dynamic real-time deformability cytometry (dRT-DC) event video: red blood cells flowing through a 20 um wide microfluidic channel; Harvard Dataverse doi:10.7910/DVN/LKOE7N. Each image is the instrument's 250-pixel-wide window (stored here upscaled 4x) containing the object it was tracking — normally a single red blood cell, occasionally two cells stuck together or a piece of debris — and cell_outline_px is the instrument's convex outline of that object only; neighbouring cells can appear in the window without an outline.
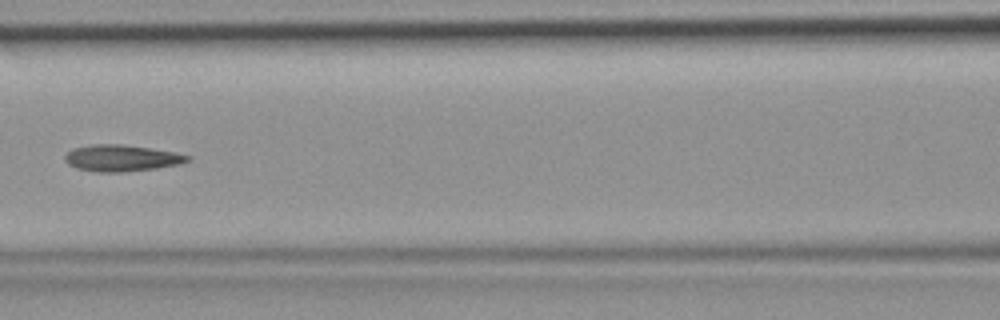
{"species": "common noctule bat (a hibernating species)", "species_latin": "Nyctalus noctula", "temperature_condition": "room temperature", "stored_images_in_passage": 7, "camera_frame_rate_fps": 3000, "um_per_image_px": 0.085, "animal": {"sex": "female", "body_mass_g": 19.9}, "frame": {"image": 1, "passage_image": 7, "time_ms": 2.0, "image_size_px": [1000, 320], "cell_outline_px": [[192, 160], [180, 164], [156, 168], [120, 172], [100, 172], [76, 168], [68, 164], [64, 160], [64, 156], [72, 148], [88, 144], [120, 144], [176, 152], [192, 156]], "centroid_in_image_um": [10.33, 13.43], "position_along_channel_um": 156.3, "area_um2": 19.02}}